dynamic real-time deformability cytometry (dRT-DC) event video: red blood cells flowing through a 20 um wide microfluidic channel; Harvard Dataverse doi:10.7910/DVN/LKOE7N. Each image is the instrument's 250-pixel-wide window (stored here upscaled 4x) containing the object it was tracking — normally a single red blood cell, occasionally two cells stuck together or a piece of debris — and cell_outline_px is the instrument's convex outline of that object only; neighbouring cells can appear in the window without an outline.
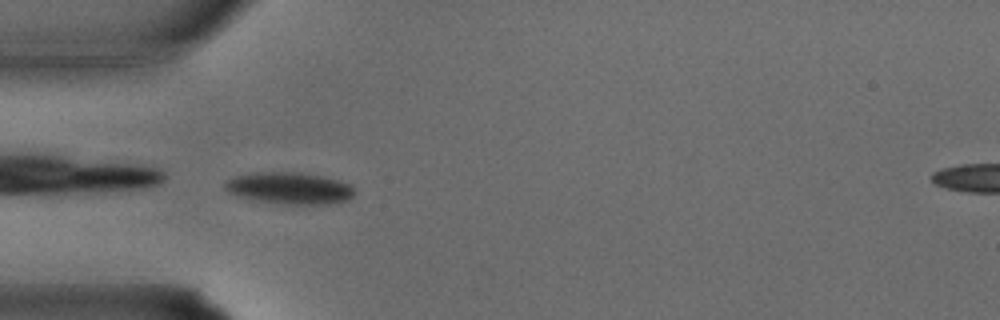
{"species": "common noctule bat (a hibernating species)", "species_latin": "Nyctalus noctula", "temperature_condition": "warm", "stored_images_in_passage": 21, "camera_frame_rate_fps": 3000, "um_per_image_px": 0.085, "animal": {"sex": "male", "body_mass_g": 15.6}, "frame": {"image": 1, "passage_image": 1, "time_ms": 0.0, "image_size_px": [1000, 320], "cell_outline_px": [[356, 192], [348, 200], [328, 204], [284, 204], [256, 200], [240, 196], [228, 192], [224, 188], [224, 180], [236, 176], [256, 172], [300, 172], [324, 176], [340, 180], [352, 184]], "centroid_in_image_um": [24.65, 15.98], "position_along_channel_um": 60.4, "area_um2": 24.22}}
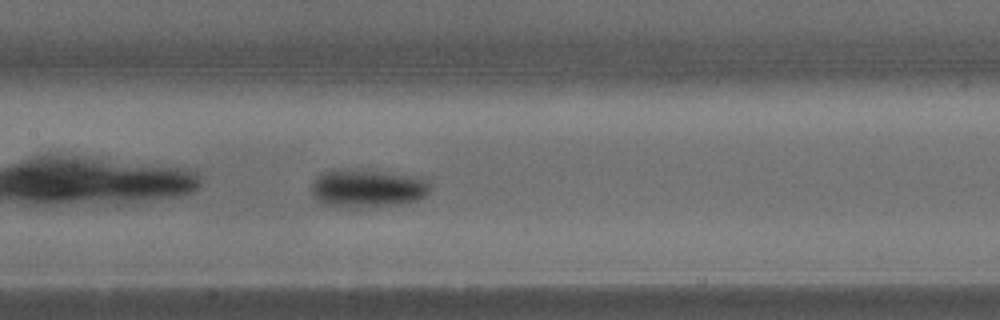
{"frame": {"image": 2, "passage_image": 7, "time_ms": 2.0, "image_size_px": [1000, 320], "cell_outline_px": [[432, 188], [420, 200], [400, 204], [360, 208], [344, 208], [324, 204], [316, 200], [312, 196], [312, 180], [320, 172], [332, 168], [360, 168], [428, 176]], "centroid_in_image_um": [31.27, 15.96], "position_along_channel_um": 176.1, "area_um2": 28.09}}
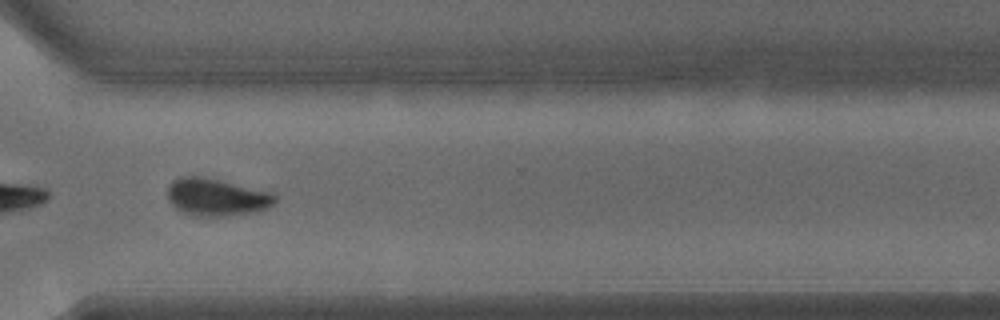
{"frame": {"image": 3, "passage_image": 16, "time_ms": 5.0, "image_size_px": [1000, 320], "cell_outline_px": [[276, 200], [268, 208], [248, 212], [220, 216], [196, 216], [184, 212], [176, 208], [168, 200], [168, 188], [172, 180], [180, 176], [200, 176], [272, 192], [276, 196]], "centroid_in_image_um": [18.37, 16.74], "position_along_channel_um": 352.2, "area_um2": 23.0}}